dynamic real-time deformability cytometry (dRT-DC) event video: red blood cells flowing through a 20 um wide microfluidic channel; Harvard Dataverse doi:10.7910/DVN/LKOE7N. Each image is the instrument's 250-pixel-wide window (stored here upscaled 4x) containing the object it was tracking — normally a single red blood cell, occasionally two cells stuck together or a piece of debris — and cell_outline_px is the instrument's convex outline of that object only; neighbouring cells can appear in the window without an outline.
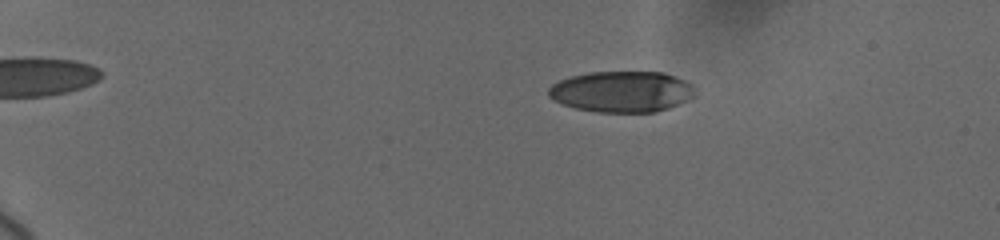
{"species": "human", "species_latin": "Homo sapiens", "temperature_condition": "cold", "stored_images_in_passage": 15, "camera_frame_rate_fps": 3000, "um_per_image_px": 0.085, "donor": {"sex": "female"}, "frame": {"image": 1, "passage_image": 5, "time_ms": 3.0, "image_size_px": [1000, 240], "cell_outline_px": [[692, 96], [668, 108], [656, 112], [596, 112], [576, 108], [552, 100], [548, 96], [548, 88], [552, 84], [560, 80], [572, 76], [588, 72], [664, 72], [676, 76], [692, 84]], "centroid_in_image_um": [52.79, 7.78], "position_along_channel_um": 32.2, "area_um2": 34.8}}
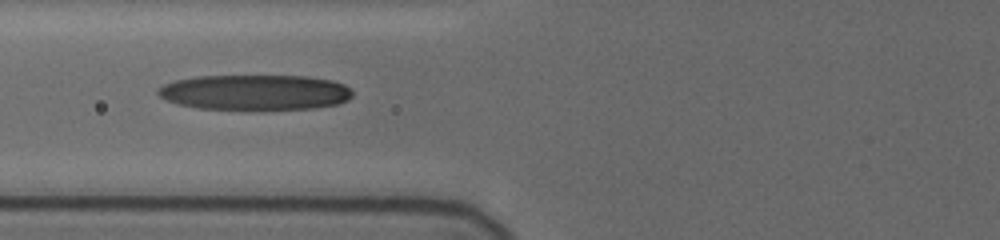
{"frame": {"image": 2, "passage_image": 11, "time_ms": 7.667, "image_size_px": [1000, 240], "cell_outline_px": [[352, 96], [348, 100], [336, 104], [312, 108], [260, 112], [244, 112], [200, 108], [176, 104], [160, 96], [156, 92], [164, 84], [176, 80], [196, 76], [308, 76], [332, 80], [344, 84], [352, 92]], "centroid_in_image_um": [21.68, 7.89], "position_along_channel_um": 104.1, "area_um2": 41.27}}
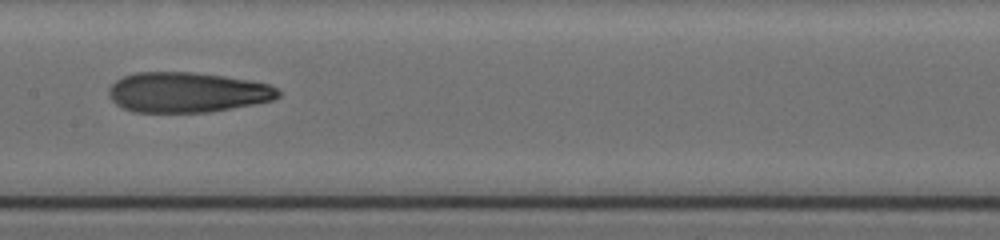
{"frame": {"image": 3, "passage_image": 14, "time_ms": 10.0, "image_size_px": [1000, 240], "cell_outline_px": [[280, 96], [272, 100], [232, 108], [208, 112], [132, 112], [116, 104], [108, 96], [108, 88], [116, 80], [124, 76], [136, 72], [192, 72], [224, 76], [248, 80], [268, 84], [276, 88], [280, 92]], "centroid_in_image_um": [15.87, 7.85], "position_along_channel_um": 191.5, "area_um2": 39.59}}